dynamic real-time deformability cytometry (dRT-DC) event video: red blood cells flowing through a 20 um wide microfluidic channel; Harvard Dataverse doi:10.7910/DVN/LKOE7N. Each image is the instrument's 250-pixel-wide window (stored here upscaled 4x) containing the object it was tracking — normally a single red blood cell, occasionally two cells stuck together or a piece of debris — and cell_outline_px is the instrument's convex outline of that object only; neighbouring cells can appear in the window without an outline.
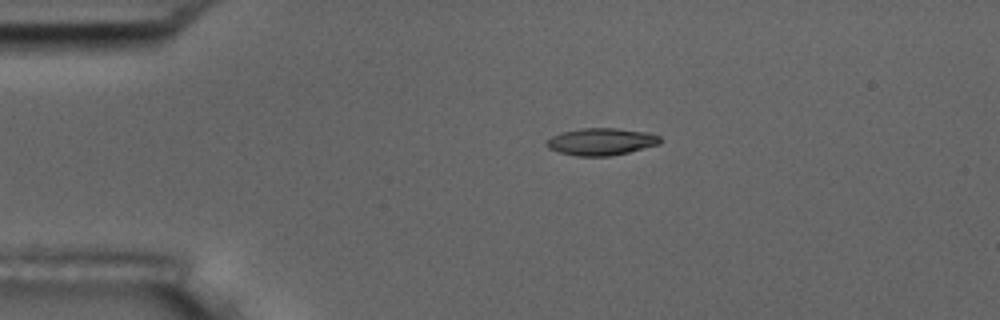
{"species": "common noctule bat (a hibernating species)", "species_latin": "Nyctalus noctula", "temperature_condition": "room temperature", "stored_images_in_passage": 4, "camera_frame_rate_fps": 3000, "um_per_image_px": 0.085, "animal": {"sex": "male", "body_mass_g": 17.5, "forearm_length_mm": 52.3}, "frame": {"image": 1, "passage_image": 1, "time_ms": 0.0, "image_size_px": [1000, 320], "cell_outline_px": [[660, 144], [628, 152], [608, 156], [576, 156], [560, 152], [548, 148], [544, 144], [544, 140], [560, 132], [580, 128], [616, 128], [644, 132], [660, 136]], "centroid_in_image_um": [51.03, 12.03], "position_along_channel_um": 34.0, "area_um2": 17.98}}
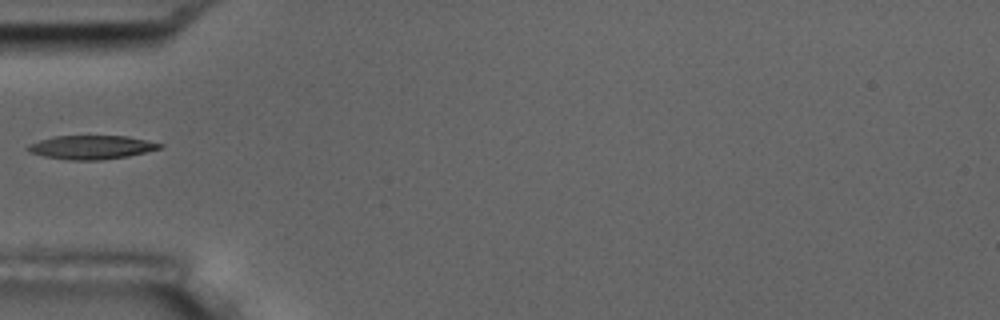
{"frame": {"image": 2, "passage_image": 3, "time_ms": 2.333, "image_size_px": [1000, 320], "cell_outline_px": [[164, 144], [160, 148], [128, 156], [100, 160], [72, 160], [44, 156], [28, 152], [24, 148], [28, 144], [52, 136], [128, 136]], "centroid_in_image_um": [7.72, 12.51], "position_along_channel_um": 77.3, "area_um2": 18.21}}